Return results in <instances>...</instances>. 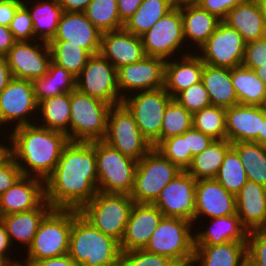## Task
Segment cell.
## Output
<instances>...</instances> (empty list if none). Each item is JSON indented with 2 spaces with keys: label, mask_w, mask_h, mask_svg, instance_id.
Returning <instances> with one entry per match:
<instances>
[{
  "label": "cell",
  "mask_w": 266,
  "mask_h": 266,
  "mask_svg": "<svg viewBox=\"0 0 266 266\" xmlns=\"http://www.w3.org/2000/svg\"><path fill=\"white\" fill-rule=\"evenodd\" d=\"M98 191L93 142H72L63 148L53 172L45 179L46 201L56 209L80 211Z\"/></svg>",
  "instance_id": "obj_1"
},
{
  "label": "cell",
  "mask_w": 266,
  "mask_h": 266,
  "mask_svg": "<svg viewBox=\"0 0 266 266\" xmlns=\"http://www.w3.org/2000/svg\"><path fill=\"white\" fill-rule=\"evenodd\" d=\"M12 157L23 176L45 179L53 172L63 148L69 143L66 134L37 123L11 128Z\"/></svg>",
  "instance_id": "obj_2"
},
{
  "label": "cell",
  "mask_w": 266,
  "mask_h": 266,
  "mask_svg": "<svg viewBox=\"0 0 266 266\" xmlns=\"http://www.w3.org/2000/svg\"><path fill=\"white\" fill-rule=\"evenodd\" d=\"M68 255L78 266H120V243L73 209Z\"/></svg>",
  "instance_id": "obj_3"
},
{
  "label": "cell",
  "mask_w": 266,
  "mask_h": 266,
  "mask_svg": "<svg viewBox=\"0 0 266 266\" xmlns=\"http://www.w3.org/2000/svg\"><path fill=\"white\" fill-rule=\"evenodd\" d=\"M112 105L75 89L70 92V141L103 140Z\"/></svg>",
  "instance_id": "obj_4"
},
{
  "label": "cell",
  "mask_w": 266,
  "mask_h": 266,
  "mask_svg": "<svg viewBox=\"0 0 266 266\" xmlns=\"http://www.w3.org/2000/svg\"><path fill=\"white\" fill-rule=\"evenodd\" d=\"M134 203L129 194L97 191L79 212L95 228L120 243Z\"/></svg>",
  "instance_id": "obj_5"
},
{
  "label": "cell",
  "mask_w": 266,
  "mask_h": 266,
  "mask_svg": "<svg viewBox=\"0 0 266 266\" xmlns=\"http://www.w3.org/2000/svg\"><path fill=\"white\" fill-rule=\"evenodd\" d=\"M73 209L53 208L42 220L26 249L23 261H36L68 254Z\"/></svg>",
  "instance_id": "obj_6"
},
{
  "label": "cell",
  "mask_w": 266,
  "mask_h": 266,
  "mask_svg": "<svg viewBox=\"0 0 266 266\" xmlns=\"http://www.w3.org/2000/svg\"><path fill=\"white\" fill-rule=\"evenodd\" d=\"M93 147L96 156L98 191L130 195L138 161L120 153L103 140L93 141Z\"/></svg>",
  "instance_id": "obj_7"
},
{
  "label": "cell",
  "mask_w": 266,
  "mask_h": 266,
  "mask_svg": "<svg viewBox=\"0 0 266 266\" xmlns=\"http://www.w3.org/2000/svg\"><path fill=\"white\" fill-rule=\"evenodd\" d=\"M180 172L175 164L152 148L137 162L130 197L135 203L153 204L165 186Z\"/></svg>",
  "instance_id": "obj_8"
},
{
  "label": "cell",
  "mask_w": 266,
  "mask_h": 266,
  "mask_svg": "<svg viewBox=\"0 0 266 266\" xmlns=\"http://www.w3.org/2000/svg\"><path fill=\"white\" fill-rule=\"evenodd\" d=\"M172 99L165 88L138 91L123 98L142 135L156 148L161 143V125L165 110Z\"/></svg>",
  "instance_id": "obj_9"
},
{
  "label": "cell",
  "mask_w": 266,
  "mask_h": 266,
  "mask_svg": "<svg viewBox=\"0 0 266 266\" xmlns=\"http://www.w3.org/2000/svg\"><path fill=\"white\" fill-rule=\"evenodd\" d=\"M193 227V222L187 219L163 217L144 250L166 256L171 260L194 256Z\"/></svg>",
  "instance_id": "obj_10"
},
{
  "label": "cell",
  "mask_w": 266,
  "mask_h": 266,
  "mask_svg": "<svg viewBox=\"0 0 266 266\" xmlns=\"http://www.w3.org/2000/svg\"><path fill=\"white\" fill-rule=\"evenodd\" d=\"M103 141L137 161L153 148L140 132L134 116L123 103L111 107Z\"/></svg>",
  "instance_id": "obj_11"
},
{
  "label": "cell",
  "mask_w": 266,
  "mask_h": 266,
  "mask_svg": "<svg viewBox=\"0 0 266 266\" xmlns=\"http://www.w3.org/2000/svg\"><path fill=\"white\" fill-rule=\"evenodd\" d=\"M141 38L146 56L159 57L167 61L171 60L175 54H183V47L187 48V45L184 44L180 4H176Z\"/></svg>",
  "instance_id": "obj_12"
},
{
  "label": "cell",
  "mask_w": 266,
  "mask_h": 266,
  "mask_svg": "<svg viewBox=\"0 0 266 266\" xmlns=\"http://www.w3.org/2000/svg\"><path fill=\"white\" fill-rule=\"evenodd\" d=\"M76 89L110 105L121 104L117 69L100 53L92 55L76 77Z\"/></svg>",
  "instance_id": "obj_13"
},
{
  "label": "cell",
  "mask_w": 266,
  "mask_h": 266,
  "mask_svg": "<svg viewBox=\"0 0 266 266\" xmlns=\"http://www.w3.org/2000/svg\"><path fill=\"white\" fill-rule=\"evenodd\" d=\"M36 112H38V103L31 81L13 78L0 92V127L2 129L9 124L14 125L15 128L34 124L38 116L32 117V115Z\"/></svg>",
  "instance_id": "obj_14"
},
{
  "label": "cell",
  "mask_w": 266,
  "mask_h": 266,
  "mask_svg": "<svg viewBox=\"0 0 266 266\" xmlns=\"http://www.w3.org/2000/svg\"><path fill=\"white\" fill-rule=\"evenodd\" d=\"M245 47L242 35L221 22L197 55L206 65L232 69L242 65Z\"/></svg>",
  "instance_id": "obj_15"
},
{
  "label": "cell",
  "mask_w": 266,
  "mask_h": 266,
  "mask_svg": "<svg viewBox=\"0 0 266 266\" xmlns=\"http://www.w3.org/2000/svg\"><path fill=\"white\" fill-rule=\"evenodd\" d=\"M5 56L13 78L28 81L43 77L51 62L49 43L40 40L16 41Z\"/></svg>",
  "instance_id": "obj_16"
},
{
  "label": "cell",
  "mask_w": 266,
  "mask_h": 266,
  "mask_svg": "<svg viewBox=\"0 0 266 266\" xmlns=\"http://www.w3.org/2000/svg\"><path fill=\"white\" fill-rule=\"evenodd\" d=\"M165 64L166 60L162 58L145 55L140 61L117 69L121 98L138 91L163 88L165 86Z\"/></svg>",
  "instance_id": "obj_17"
},
{
  "label": "cell",
  "mask_w": 266,
  "mask_h": 266,
  "mask_svg": "<svg viewBox=\"0 0 266 266\" xmlns=\"http://www.w3.org/2000/svg\"><path fill=\"white\" fill-rule=\"evenodd\" d=\"M196 180L187 172L181 171L160 192L153 203L164 217H179L194 223Z\"/></svg>",
  "instance_id": "obj_18"
},
{
  "label": "cell",
  "mask_w": 266,
  "mask_h": 266,
  "mask_svg": "<svg viewBox=\"0 0 266 266\" xmlns=\"http://www.w3.org/2000/svg\"><path fill=\"white\" fill-rule=\"evenodd\" d=\"M236 214L235 195L227 191L216 179L196 181L194 222L201 217L231 216Z\"/></svg>",
  "instance_id": "obj_19"
},
{
  "label": "cell",
  "mask_w": 266,
  "mask_h": 266,
  "mask_svg": "<svg viewBox=\"0 0 266 266\" xmlns=\"http://www.w3.org/2000/svg\"><path fill=\"white\" fill-rule=\"evenodd\" d=\"M163 217L154 204L134 203L120 242L121 252L144 249Z\"/></svg>",
  "instance_id": "obj_20"
},
{
  "label": "cell",
  "mask_w": 266,
  "mask_h": 266,
  "mask_svg": "<svg viewBox=\"0 0 266 266\" xmlns=\"http://www.w3.org/2000/svg\"><path fill=\"white\" fill-rule=\"evenodd\" d=\"M101 36L102 32L84 12L64 11L51 41H68V44L79 45L91 55H95L100 52Z\"/></svg>",
  "instance_id": "obj_21"
},
{
  "label": "cell",
  "mask_w": 266,
  "mask_h": 266,
  "mask_svg": "<svg viewBox=\"0 0 266 266\" xmlns=\"http://www.w3.org/2000/svg\"><path fill=\"white\" fill-rule=\"evenodd\" d=\"M45 198V181L34 176H21L0 195V217L38 208Z\"/></svg>",
  "instance_id": "obj_22"
},
{
  "label": "cell",
  "mask_w": 266,
  "mask_h": 266,
  "mask_svg": "<svg viewBox=\"0 0 266 266\" xmlns=\"http://www.w3.org/2000/svg\"><path fill=\"white\" fill-rule=\"evenodd\" d=\"M264 106L237 104L226 108V139L231 143H259Z\"/></svg>",
  "instance_id": "obj_23"
},
{
  "label": "cell",
  "mask_w": 266,
  "mask_h": 266,
  "mask_svg": "<svg viewBox=\"0 0 266 266\" xmlns=\"http://www.w3.org/2000/svg\"><path fill=\"white\" fill-rule=\"evenodd\" d=\"M99 53L116 69L145 56L142 38L124 29L102 33Z\"/></svg>",
  "instance_id": "obj_24"
},
{
  "label": "cell",
  "mask_w": 266,
  "mask_h": 266,
  "mask_svg": "<svg viewBox=\"0 0 266 266\" xmlns=\"http://www.w3.org/2000/svg\"><path fill=\"white\" fill-rule=\"evenodd\" d=\"M185 51L181 58H172L165 64L164 88L172 98L202 79L204 63L197 55L198 52Z\"/></svg>",
  "instance_id": "obj_25"
},
{
  "label": "cell",
  "mask_w": 266,
  "mask_h": 266,
  "mask_svg": "<svg viewBox=\"0 0 266 266\" xmlns=\"http://www.w3.org/2000/svg\"><path fill=\"white\" fill-rule=\"evenodd\" d=\"M236 213L248 230H261L266 225V187L247 180L235 195Z\"/></svg>",
  "instance_id": "obj_26"
},
{
  "label": "cell",
  "mask_w": 266,
  "mask_h": 266,
  "mask_svg": "<svg viewBox=\"0 0 266 266\" xmlns=\"http://www.w3.org/2000/svg\"><path fill=\"white\" fill-rule=\"evenodd\" d=\"M236 29L246 43L266 37V24L258 0H242L222 20Z\"/></svg>",
  "instance_id": "obj_27"
},
{
  "label": "cell",
  "mask_w": 266,
  "mask_h": 266,
  "mask_svg": "<svg viewBox=\"0 0 266 266\" xmlns=\"http://www.w3.org/2000/svg\"><path fill=\"white\" fill-rule=\"evenodd\" d=\"M180 11L182 15L184 41L190 42L191 44L188 43L187 47L193 46L192 50L195 52V49L199 50L209 39L222 20L208 11L201 9L196 3L180 4Z\"/></svg>",
  "instance_id": "obj_28"
},
{
  "label": "cell",
  "mask_w": 266,
  "mask_h": 266,
  "mask_svg": "<svg viewBox=\"0 0 266 266\" xmlns=\"http://www.w3.org/2000/svg\"><path fill=\"white\" fill-rule=\"evenodd\" d=\"M52 209L53 207L45 200L33 210L1 216L0 220L5 225L12 246H15L13 242L16 240L17 244L19 242L26 245L27 248L24 250L28 249L40 223Z\"/></svg>",
  "instance_id": "obj_29"
},
{
  "label": "cell",
  "mask_w": 266,
  "mask_h": 266,
  "mask_svg": "<svg viewBox=\"0 0 266 266\" xmlns=\"http://www.w3.org/2000/svg\"><path fill=\"white\" fill-rule=\"evenodd\" d=\"M209 227L194 231V246H211L228 241H246L248 230L241 224L237 213L209 219ZM206 229V230H205ZM201 230V231H200Z\"/></svg>",
  "instance_id": "obj_30"
},
{
  "label": "cell",
  "mask_w": 266,
  "mask_h": 266,
  "mask_svg": "<svg viewBox=\"0 0 266 266\" xmlns=\"http://www.w3.org/2000/svg\"><path fill=\"white\" fill-rule=\"evenodd\" d=\"M194 257L198 266H243L247 262L246 241L195 246Z\"/></svg>",
  "instance_id": "obj_31"
},
{
  "label": "cell",
  "mask_w": 266,
  "mask_h": 266,
  "mask_svg": "<svg viewBox=\"0 0 266 266\" xmlns=\"http://www.w3.org/2000/svg\"><path fill=\"white\" fill-rule=\"evenodd\" d=\"M26 2L27 0H22L33 21L35 40L49 43L56 34L58 23L64 13L63 8L57 0H35L36 4H31L29 0Z\"/></svg>",
  "instance_id": "obj_32"
},
{
  "label": "cell",
  "mask_w": 266,
  "mask_h": 266,
  "mask_svg": "<svg viewBox=\"0 0 266 266\" xmlns=\"http://www.w3.org/2000/svg\"><path fill=\"white\" fill-rule=\"evenodd\" d=\"M201 81L209 94L211 105L226 109L238 104L231 81V69L204 64Z\"/></svg>",
  "instance_id": "obj_33"
},
{
  "label": "cell",
  "mask_w": 266,
  "mask_h": 266,
  "mask_svg": "<svg viewBox=\"0 0 266 266\" xmlns=\"http://www.w3.org/2000/svg\"><path fill=\"white\" fill-rule=\"evenodd\" d=\"M37 114L40 117L35 123L66 134L70 141V92L40 101Z\"/></svg>",
  "instance_id": "obj_34"
},
{
  "label": "cell",
  "mask_w": 266,
  "mask_h": 266,
  "mask_svg": "<svg viewBox=\"0 0 266 266\" xmlns=\"http://www.w3.org/2000/svg\"><path fill=\"white\" fill-rule=\"evenodd\" d=\"M231 81L238 104L266 106V85L253 69L243 65L231 69Z\"/></svg>",
  "instance_id": "obj_35"
},
{
  "label": "cell",
  "mask_w": 266,
  "mask_h": 266,
  "mask_svg": "<svg viewBox=\"0 0 266 266\" xmlns=\"http://www.w3.org/2000/svg\"><path fill=\"white\" fill-rule=\"evenodd\" d=\"M31 83L37 103L76 89V77L52 61L47 73L39 79L32 80Z\"/></svg>",
  "instance_id": "obj_36"
},
{
  "label": "cell",
  "mask_w": 266,
  "mask_h": 266,
  "mask_svg": "<svg viewBox=\"0 0 266 266\" xmlns=\"http://www.w3.org/2000/svg\"><path fill=\"white\" fill-rule=\"evenodd\" d=\"M232 143L227 139L213 140L202 152L192 158L187 172L197 181L200 179H215L227 151Z\"/></svg>",
  "instance_id": "obj_37"
},
{
  "label": "cell",
  "mask_w": 266,
  "mask_h": 266,
  "mask_svg": "<svg viewBox=\"0 0 266 266\" xmlns=\"http://www.w3.org/2000/svg\"><path fill=\"white\" fill-rule=\"evenodd\" d=\"M175 6V0H143L134 14L126 20L123 29L141 37Z\"/></svg>",
  "instance_id": "obj_38"
},
{
  "label": "cell",
  "mask_w": 266,
  "mask_h": 266,
  "mask_svg": "<svg viewBox=\"0 0 266 266\" xmlns=\"http://www.w3.org/2000/svg\"><path fill=\"white\" fill-rule=\"evenodd\" d=\"M245 167L247 180L266 187V147L256 142L232 143Z\"/></svg>",
  "instance_id": "obj_39"
},
{
  "label": "cell",
  "mask_w": 266,
  "mask_h": 266,
  "mask_svg": "<svg viewBox=\"0 0 266 266\" xmlns=\"http://www.w3.org/2000/svg\"><path fill=\"white\" fill-rule=\"evenodd\" d=\"M51 61L77 77L92 56L88 51L68 41H50Z\"/></svg>",
  "instance_id": "obj_40"
},
{
  "label": "cell",
  "mask_w": 266,
  "mask_h": 266,
  "mask_svg": "<svg viewBox=\"0 0 266 266\" xmlns=\"http://www.w3.org/2000/svg\"><path fill=\"white\" fill-rule=\"evenodd\" d=\"M84 13L102 33L123 29L117 0H91Z\"/></svg>",
  "instance_id": "obj_41"
},
{
  "label": "cell",
  "mask_w": 266,
  "mask_h": 266,
  "mask_svg": "<svg viewBox=\"0 0 266 266\" xmlns=\"http://www.w3.org/2000/svg\"><path fill=\"white\" fill-rule=\"evenodd\" d=\"M215 179L233 195H236L246 184L245 167L232 147L225 154Z\"/></svg>",
  "instance_id": "obj_42"
},
{
  "label": "cell",
  "mask_w": 266,
  "mask_h": 266,
  "mask_svg": "<svg viewBox=\"0 0 266 266\" xmlns=\"http://www.w3.org/2000/svg\"><path fill=\"white\" fill-rule=\"evenodd\" d=\"M226 109L209 106L193 114L192 124L195 129L213 140L226 139Z\"/></svg>",
  "instance_id": "obj_43"
},
{
  "label": "cell",
  "mask_w": 266,
  "mask_h": 266,
  "mask_svg": "<svg viewBox=\"0 0 266 266\" xmlns=\"http://www.w3.org/2000/svg\"><path fill=\"white\" fill-rule=\"evenodd\" d=\"M193 115L176 99L172 98L165 110L161 125V142L167 138L182 135L192 126Z\"/></svg>",
  "instance_id": "obj_44"
},
{
  "label": "cell",
  "mask_w": 266,
  "mask_h": 266,
  "mask_svg": "<svg viewBox=\"0 0 266 266\" xmlns=\"http://www.w3.org/2000/svg\"><path fill=\"white\" fill-rule=\"evenodd\" d=\"M155 149L181 171H186L192 162L193 156L190 152H187L184 133L163 140Z\"/></svg>",
  "instance_id": "obj_45"
},
{
  "label": "cell",
  "mask_w": 266,
  "mask_h": 266,
  "mask_svg": "<svg viewBox=\"0 0 266 266\" xmlns=\"http://www.w3.org/2000/svg\"><path fill=\"white\" fill-rule=\"evenodd\" d=\"M174 99L192 115L201 111L203 108L211 106L209 94L202 81L183 90Z\"/></svg>",
  "instance_id": "obj_46"
},
{
  "label": "cell",
  "mask_w": 266,
  "mask_h": 266,
  "mask_svg": "<svg viewBox=\"0 0 266 266\" xmlns=\"http://www.w3.org/2000/svg\"><path fill=\"white\" fill-rule=\"evenodd\" d=\"M172 260L144 249L121 252L120 266H169Z\"/></svg>",
  "instance_id": "obj_47"
},
{
  "label": "cell",
  "mask_w": 266,
  "mask_h": 266,
  "mask_svg": "<svg viewBox=\"0 0 266 266\" xmlns=\"http://www.w3.org/2000/svg\"><path fill=\"white\" fill-rule=\"evenodd\" d=\"M247 262L251 266H266V233L250 230L247 233Z\"/></svg>",
  "instance_id": "obj_48"
},
{
  "label": "cell",
  "mask_w": 266,
  "mask_h": 266,
  "mask_svg": "<svg viewBox=\"0 0 266 266\" xmlns=\"http://www.w3.org/2000/svg\"><path fill=\"white\" fill-rule=\"evenodd\" d=\"M9 29L11 30L15 41L35 40L33 21L28 9L23 4L18 7L14 14Z\"/></svg>",
  "instance_id": "obj_49"
},
{
  "label": "cell",
  "mask_w": 266,
  "mask_h": 266,
  "mask_svg": "<svg viewBox=\"0 0 266 266\" xmlns=\"http://www.w3.org/2000/svg\"><path fill=\"white\" fill-rule=\"evenodd\" d=\"M242 65L253 70L266 66V37L246 43Z\"/></svg>",
  "instance_id": "obj_50"
},
{
  "label": "cell",
  "mask_w": 266,
  "mask_h": 266,
  "mask_svg": "<svg viewBox=\"0 0 266 266\" xmlns=\"http://www.w3.org/2000/svg\"><path fill=\"white\" fill-rule=\"evenodd\" d=\"M184 139H186L187 152H190L192 156L202 153L213 142L210 136L193 126L184 133Z\"/></svg>",
  "instance_id": "obj_51"
},
{
  "label": "cell",
  "mask_w": 266,
  "mask_h": 266,
  "mask_svg": "<svg viewBox=\"0 0 266 266\" xmlns=\"http://www.w3.org/2000/svg\"><path fill=\"white\" fill-rule=\"evenodd\" d=\"M21 176V170L13 157L0 165V195L14 185Z\"/></svg>",
  "instance_id": "obj_52"
},
{
  "label": "cell",
  "mask_w": 266,
  "mask_h": 266,
  "mask_svg": "<svg viewBox=\"0 0 266 266\" xmlns=\"http://www.w3.org/2000/svg\"><path fill=\"white\" fill-rule=\"evenodd\" d=\"M242 0H197L195 3L203 10L223 20L227 13Z\"/></svg>",
  "instance_id": "obj_53"
},
{
  "label": "cell",
  "mask_w": 266,
  "mask_h": 266,
  "mask_svg": "<svg viewBox=\"0 0 266 266\" xmlns=\"http://www.w3.org/2000/svg\"><path fill=\"white\" fill-rule=\"evenodd\" d=\"M20 266H78L68 255L53 257L36 261H20Z\"/></svg>",
  "instance_id": "obj_54"
},
{
  "label": "cell",
  "mask_w": 266,
  "mask_h": 266,
  "mask_svg": "<svg viewBox=\"0 0 266 266\" xmlns=\"http://www.w3.org/2000/svg\"><path fill=\"white\" fill-rule=\"evenodd\" d=\"M22 0H0V25L9 27Z\"/></svg>",
  "instance_id": "obj_55"
},
{
  "label": "cell",
  "mask_w": 266,
  "mask_h": 266,
  "mask_svg": "<svg viewBox=\"0 0 266 266\" xmlns=\"http://www.w3.org/2000/svg\"><path fill=\"white\" fill-rule=\"evenodd\" d=\"M143 0H117L120 20L125 23L138 9Z\"/></svg>",
  "instance_id": "obj_56"
},
{
  "label": "cell",
  "mask_w": 266,
  "mask_h": 266,
  "mask_svg": "<svg viewBox=\"0 0 266 266\" xmlns=\"http://www.w3.org/2000/svg\"><path fill=\"white\" fill-rule=\"evenodd\" d=\"M15 42L9 27L0 25V55H6Z\"/></svg>",
  "instance_id": "obj_57"
},
{
  "label": "cell",
  "mask_w": 266,
  "mask_h": 266,
  "mask_svg": "<svg viewBox=\"0 0 266 266\" xmlns=\"http://www.w3.org/2000/svg\"><path fill=\"white\" fill-rule=\"evenodd\" d=\"M66 12H85L91 0H57Z\"/></svg>",
  "instance_id": "obj_58"
},
{
  "label": "cell",
  "mask_w": 266,
  "mask_h": 266,
  "mask_svg": "<svg viewBox=\"0 0 266 266\" xmlns=\"http://www.w3.org/2000/svg\"><path fill=\"white\" fill-rule=\"evenodd\" d=\"M11 242L9 240L5 225L0 220V256L6 259H12L11 256ZM10 253V255H9Z\"/></svg>",
  "instance_id": "obj_59"
},
{
  "label": "cell",
  "mask_w": 266,
  "mask_h": 266,
  "mask_svg": "<svg viewBox=\"0 0 266 266\" xmlns=\"http://www.w3.org/2000/svg\"><path fill=\"white\" fill-rule=\"evenodd\" d=\"M12 79L13 75L7 64L6 56L0 55V92L9 84Z\"/></svg>",
  "instance_id": "obj_60"
},
{
  "label": "cell",
  "mask_w": 266,
  "mask_h": 266,
  "mask_svg": "<svg viewBox=\"0 0 266 266\" xmlns=\"http://www.w3.org/2000/svg\"><path fill=\"white\" fill-rule=\"evenodd\" d=\"M8 135H6L9 140L8 145H5V141L4 143H2V141L0 142V165L4 164L6 161H8L11 157H12V137H11V133H8ZM2 143V144H1Z\"/></svg>",
  "instance_id": "obj_61"
},
{
  "label": "cell",
  "mask_w": 266,
  "mask_h": 266,
  "mask_svg": "<svg viewBox=\"0 0 266 266\" xmlns=\"http://www.w3.org/2000/svg\"><path fill=\"white\" fill-rule=\"evenodd\" d=\"M196 259L194 256L185 258V259H180V260H172V262L169 264V266H197L196 265Z\"/></svg>",
  "instance_id": "obj_62"
},
{
  "label": "cell",
  "mask_w": 266,
  "mask_h": 266,
  "mask_svg": "<svg viewBox=\"0 0 266 266\" xmlns=\"http://www.w3.org/2000/svg\"><path fill=\"white\" fill-rule=\"evenodd\" d=\"M259 144L266 147V106H264V121L262 122L261 132L259 133Z\"/></svg>",
  "instance_id": "obj_63"
},
{
  "label": "cell",
  "mask_w": 266,
  "mask_h": 266,
  "mask_svg": "<svg viewBox=\"0 0 266 266\" xmlns=\"http://www.w3.org/2000/svg\"><path fill=\"white\" fill-rule=\"evenodd\" d=\"M13 259H6L5 257L0 256V266H20L21 260L20 259L16 260V258H13Z\"/></svg>",
  "instance_id": "obj_64"
},
{
  "label": "cell",
  "mask_w": 266,
  "mask_h": 266,
  "mask_svg": "<svg viewBox=\"0 0 266 266\" xmlns=\"http://www.w3.org/2000/svg\"><path fill=\"white\" fill-rule=\"evenodd\" d=\"M257 76L263 81L266 85V66H259L254 70Z\"/></svg>",
  "instance_id": "obj_65"
},
{
  "label": "cell",
  "mask_w": 266,
  "mask_h": 266,
  "mask_svg": "<svg viewBox=\"0 0 266 266\" xmlns=\"http://www.w3.org/2000/svg\"><path fill=\"white\" fill-rule=\"evenodd\" d=\"M258 1L261 6L263 17L265 19V24H266V0H258Z\"/></svg>",
  "instance_id": "obj_66"
},
{
  "label": "cell",
  "mask_w": 266,
  "mask_h": 266,
  "mask_svg": "<svg viewBox=\"0 0 266 266\" xmlns=\"http://www.w3.org/2000/svg\"><path fill=\"white\" fill-rule=\"evenodd\" d=\"M197 0H175L176 4L195 3Z\"/></svg>",
  "instance_id": "obj_67"
},
{
  "label": "cell",
  "mask_w": 266,
  "mask_h": 266,
  "mask_svg": "<svg viewBox=\"0 0 266 266\" xmlns=\"http://www.w3.org/2000/svg\"><path fill=\"white\" fill-rule=\"evenodd\" d=\"M261 230L266 233V225Z\"/></svg>",
  "instance_id": "obj_68"
},
{
  "label": "cell",
  "mask_w": 266,
  "mask_h": 266,
  "mask_svg": "<svg viewBox=\"0 0 266 266\" xmlns=\"http://www.w3.org/2000/svg\"><path fill=\"white\" fill-rule=\"evenodd\" d=\"M243 266H251L248 262H246Z\"/></svg>",
  "instance_id": "obj_69"
}]
</instances>
